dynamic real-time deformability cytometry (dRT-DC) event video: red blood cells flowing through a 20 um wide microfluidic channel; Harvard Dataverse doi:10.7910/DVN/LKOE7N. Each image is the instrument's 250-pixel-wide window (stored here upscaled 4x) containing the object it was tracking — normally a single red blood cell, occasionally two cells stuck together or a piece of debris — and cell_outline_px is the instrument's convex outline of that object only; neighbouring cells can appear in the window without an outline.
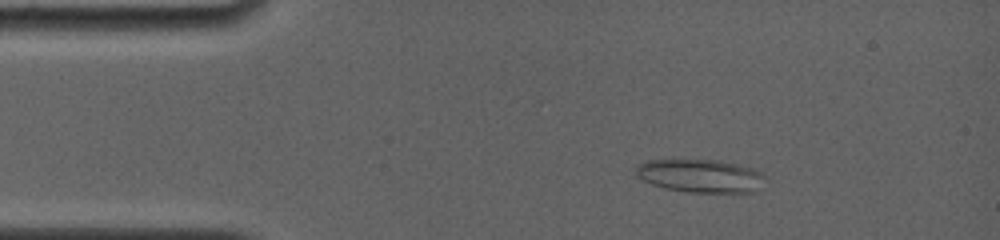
{"species": "common noctule bat (a hibernating species)", "species_latin": "Nyctalus noctula", "temperature_condition": "room temperature", "stored_images_in_passage": 36, "camera_frame_rate_fps": 4000, "um_per_image_px": 0.085, "animal": {"sex": "female", "body_mass_g": 19.0, "forearm_length_mm": 56.7}, "frame": {"image": 1, "passage_image": 6, "time_ms": 2.25, "image_size_px": [1000, 240], "cell_outline_px": [[764, 176], [752, 192], [688, 192], [664, 188], [652, 184], [644, 180], [636, 172], [636, 164], [648, 160], [720, 160], [752, 168], [760, 172]], "centroid_in_image_um": [59.47, 14.93], "position_along_channel_um": 25.5, "area_um2": 24.45}}
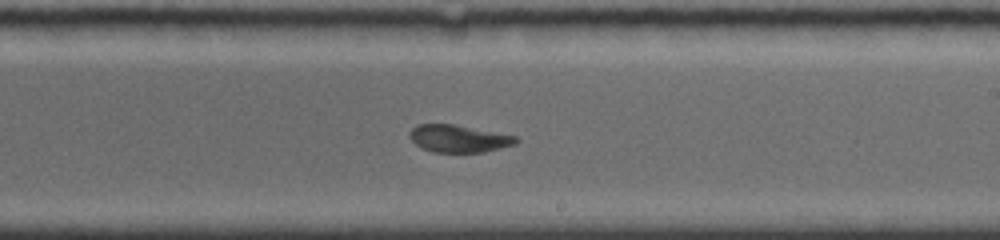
{"frame": {"image": 2, "passage_image": 22, "time_ms": 9.5, "image_size_px": [1000, 240], "cell_outline_px": [[520, 140], [516, 144], [484, 152], [432, 152], [420, 148], [408, 136], [408, 132], [416, 124], [452, 124], [516, 136]], "centroid_in_image_um": [38.95, 11.78], "position_along_channel_um": 250.0, "area_um2": 16.99}}
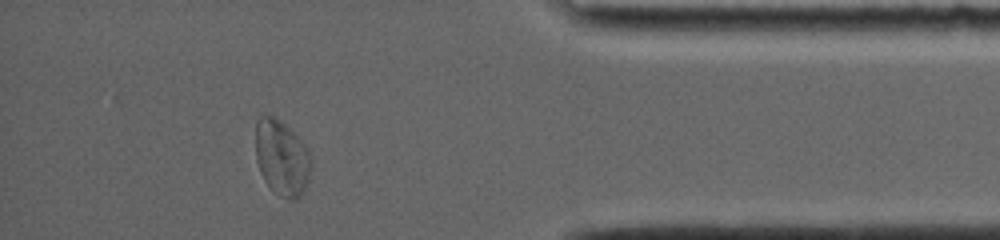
{"frame": {"image": 3, "passage_image": 33, "time_ms": 14.25, "image_size_px": [1000, 240], "cell_outline_px": [[312, 168], [304, 192], [296, 200], [288, 200], [272, 192], [264, 180], [260, 172], [256, 160], [256, 120], [260, 116], [272, 116], [280, 120], [304, 144], [312, 160]], "centroid_in_image_um": [23.95, 13.47], "position_along_channel_um": 411.2, "area_um2": 24.62}, "authors_computed_cell_mechanics": {"area_um2": 19.7676, "velocity_mm_per_s": 3.8184, "shape_relaxation_time_tau1_ms": null, "shape_relaxation_time_tau2_ms": 0.7445, "deformation_change_tau1": null, "deformation_change_tau2": 0.054}}